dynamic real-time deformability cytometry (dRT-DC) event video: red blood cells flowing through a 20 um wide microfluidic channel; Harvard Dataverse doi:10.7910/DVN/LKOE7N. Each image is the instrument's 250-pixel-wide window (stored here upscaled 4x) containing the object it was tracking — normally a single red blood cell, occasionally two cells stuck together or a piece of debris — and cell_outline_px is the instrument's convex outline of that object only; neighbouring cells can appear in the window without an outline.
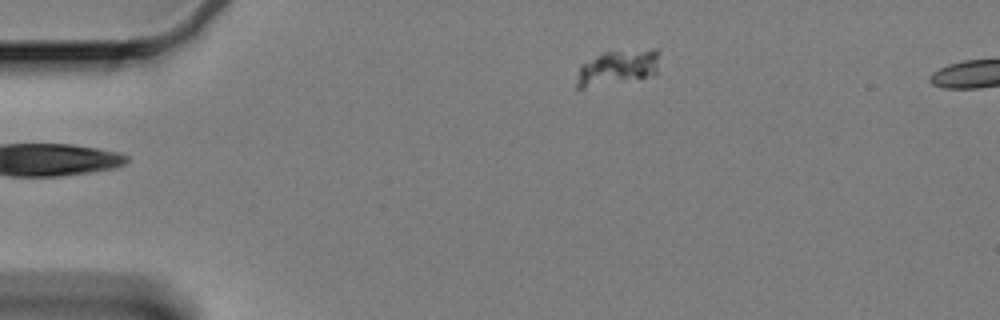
{"species": "Egyptian fruit bat (a non-hibernating species)", "species_latin": "Rousettus aegyptiacus", "temperature_condition": "cold", "stored_images_in_passage": 42, "camera_frame_rate_fps": 3000, "um_per_image_px": 0.085, "animal": {"sex": "female"}, "frame": {"image": 1, "passage_image": 1, "time_ms": 0.0, "image_size_px": [1000, 320], "cell_outline_px": [[660, 52], [656, 76], [584, 88], [576, 88], [576, 80], [580, 64], [604, 52], [652, 48], [656, 48]], "centroid_in_image_um": [52.54, 5.73], "position_along_channel_um": 32.5, "area_um2": 17.28}}
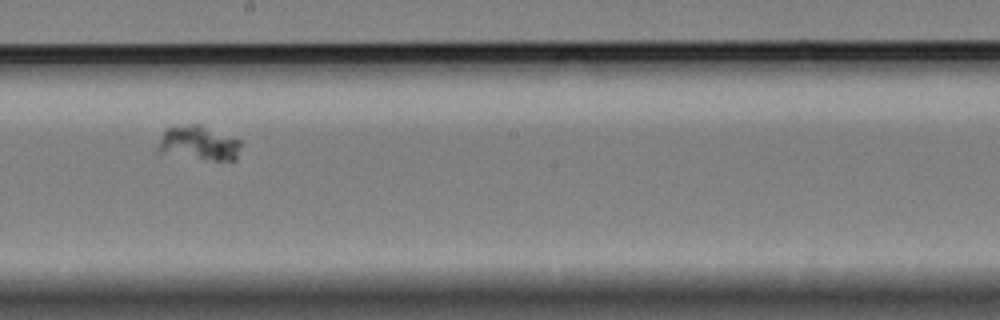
{"frame": {"image": 2, "passage_image": 24, "time_ms": 7.667, "image_size_px": [1000, 320], "cell_outline_px": [[240, 144], [236, 160], [212, 160], [156, 152], [156, 144], [164, 132], [168, 128], [188, 124], [200, 124], [240, 140]], "centroid_in_image_um": [16.86, 12.16], "position_along_channel_um": 231.3, "area_um2": 16.42}}
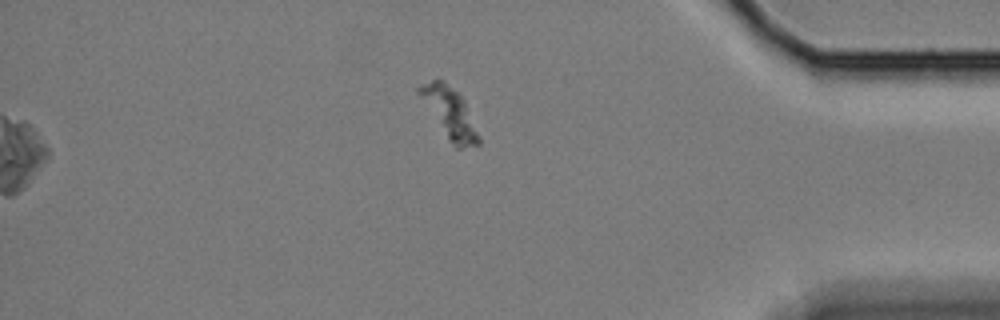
{"frame": {"image": 3, "passage_image": 42, "time_ms": 13.667, "image_size_px": [1000, 320], "cell_outline_px": [[480, 144], [460, 148], [456, 148], [448, 140], [416, 92], [416, 88], [420, 84], [432, 80], [444, 80], [464, 100], [480, 140]], "centroid_in_image_um": [38.17, 9.59], "position_along_channel_um": 397.0, "area_um2": 17.11}}